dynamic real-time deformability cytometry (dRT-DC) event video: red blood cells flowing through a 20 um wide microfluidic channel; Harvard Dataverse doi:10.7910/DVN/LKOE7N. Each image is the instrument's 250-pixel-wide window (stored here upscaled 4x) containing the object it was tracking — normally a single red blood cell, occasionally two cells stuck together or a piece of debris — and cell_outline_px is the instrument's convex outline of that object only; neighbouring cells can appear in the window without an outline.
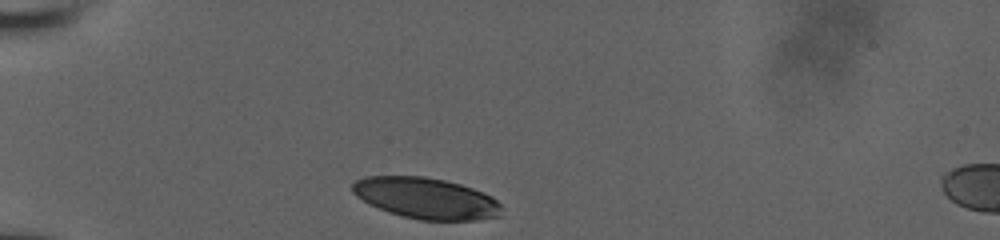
{"species": "human", "species_latin": "Homo sapiens", "temperature_condition": "room temperature", "stored_images_in_passage": 31, "camera_frame_rate_fps": 3000, "um_per_image_px": 0.085, "donor": {"sex": "male"}, "frame": {"image": 1, "passage_image": 1, "time_ms": 0.0, "image_size_px": [1000, 240], "cell_outline_px": [[504, 208], [500, 216], [476, 220], [420, 220], [400, 216], [388, 212], [368, 204], [356, 196], [352, 192], [352, 184], [356, 180], [364, 176], [424, 176], [444, 180], [460, 184], [484, 192], [492, 196]], "centroid_in_image_um": [36.21, 16.85], "position_along_channel_um": 48.8, "area_um2": 36.07}}
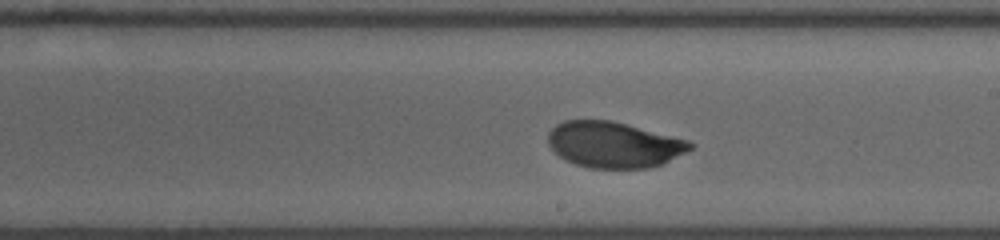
{"frame": {"image": 2, "passage_image": 18, "time_ms": 5.667, "image_size_px": [1000, 240], "cell_outline_px": [[696, 144], [692, 148], [664, 164], [648, 168], [592, 168], [576, 164], [564, 160], [548, 144], [548, 132], [556, 124], [564, 120], [612, 120], [688, 140]], "centroid_in_image_um": [52.18, 12.29], "position_along_channel_um": 236.8, "area_um2": 38.09}}
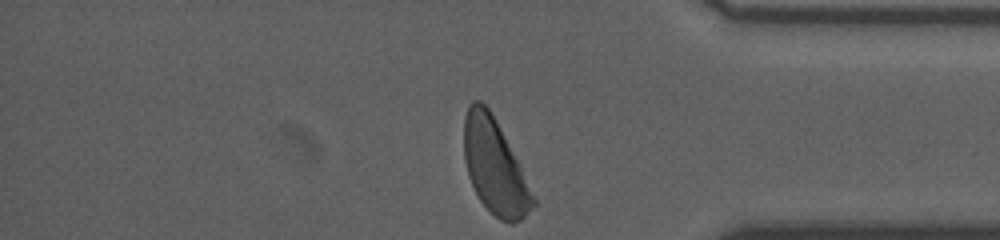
{"frame": {"image": 3, "passage_image": 31, "time_ms": 10.0, "image_size_px": [1000, 240], "cell_outline_px": [[536, 204], [520, 220], [512, 224], [508, 224], [500, 220], [480, 200], [468, 176], [464, 160], [464, 116], [468, 104], [472, 100], [480, 100], [488, 108], [496, 120], [536, 200]], "centroid_in_image_um": [42.01, 14.15], "position_along_channel_um": 393.2, "area_um2": 37.4}, "authors_computed_cell_mechanics": {"area_um2": 38.9572, "velocity_mm_per_s": 3.9183, "shape_relaxation_time_tau1_ms": 2.5612, "shape_relaxation_time_tau2_ms": null, "deformation_change_tau1": 0.1255, "deformation_change_tau2": null}}